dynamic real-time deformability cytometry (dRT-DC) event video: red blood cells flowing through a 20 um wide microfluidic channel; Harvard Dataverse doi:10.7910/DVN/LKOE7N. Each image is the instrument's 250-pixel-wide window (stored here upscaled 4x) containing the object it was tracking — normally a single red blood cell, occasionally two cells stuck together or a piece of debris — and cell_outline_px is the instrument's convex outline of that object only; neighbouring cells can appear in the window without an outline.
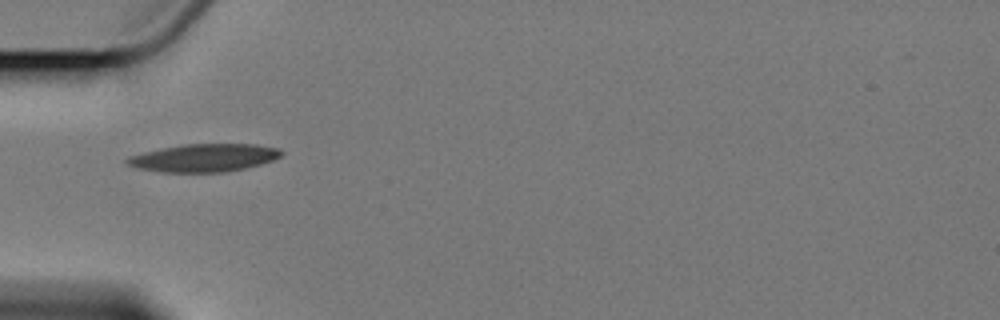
{"species": "Egyptian fruit bat (a non-hibernating species)", "species_latin": "Rousettus aegyptiacus", "temperature_condition": "cold", "stored_images_in_passage": 2, "camera_frame_rate_fps": 3000, "um_per_image_px": 0.085, "animal": {"sex": "female"}, "frame": {"image": 1, "passage_image": 1, "time_ms": 0.0, "image_size_px": [1000, 320], "cell_outline_px": [[284, 152], [280, 156], [272, 160], [260, 164], [244, 168], [224, 172], [160, 172], [136, 168], [128, 164], [124, 160], [128, 156], [160, 148], [184, 144], [256, 144], [280, 148]], "centroid_in_image_um": [17.32, 13.41], "position_along_channel_um": 67.7, "area_um2": 25.09}}
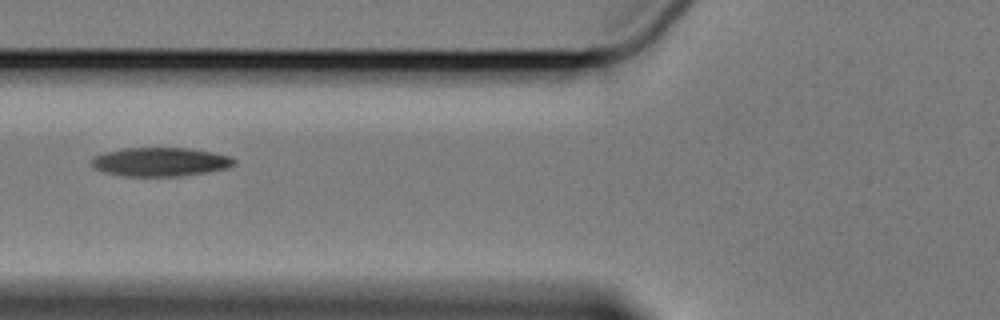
{"frame": {"image": 2, "passage_image": 2, "time_ms": 1.333, "image_size_px": [1000, 320], "cell_outline_px": [[236, 164], [228, 168], [208, 172], [180, 176], [124, 176], [104, 172], [96, 168], [88, 160], [92, 156], [104, 152], [124, 148], [192, 148], [232, 156], [236, 160]], "centroid_in_image_um": [13.64, 13.75], "position_along_channel_um": 112.2, "area_um2": 24.22}}